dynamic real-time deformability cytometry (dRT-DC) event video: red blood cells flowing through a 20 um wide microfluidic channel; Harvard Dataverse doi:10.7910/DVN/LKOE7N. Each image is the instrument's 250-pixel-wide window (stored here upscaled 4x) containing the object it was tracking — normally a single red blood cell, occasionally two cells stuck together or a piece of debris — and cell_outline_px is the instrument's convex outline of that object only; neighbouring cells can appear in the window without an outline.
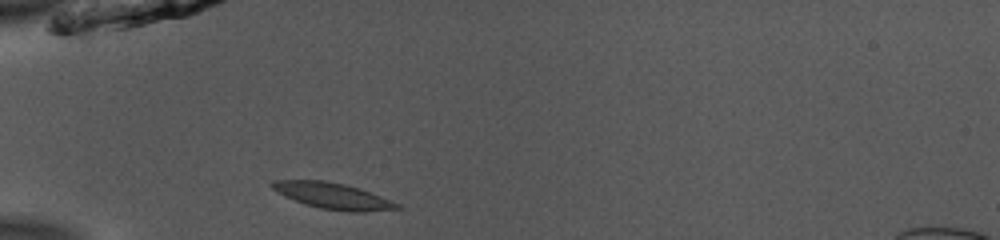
{"species": "common noctule bat (a hibernating species)", "species_latin": "Nyctalus noctula", "temperature_condition": "room temperature", "stored_images_in_passage": 36, "camera_frame_rate_fps": 3000, "um_per_image_px": 0.085, "animal": {"sex": "male", "body_mass_g": 13.0, "forearm_length_mm": 53.1}, "frame": {"image": 1, "passage_image": 1, "time_ms": 0.0, "image_size_px": [1000, 240], "cell_outline_px": [[404, 208], [364, 212], [348, 212], [320, 208], [296, 200], [272, 188], [268, 184], [272, 180], [324, 180], [344, 184], [360, 188], [400, 204]], "centroid_in_image_um": [28.34, 16.64], "position_along_channel_um": 56.7, "area_um2": 18.79}}
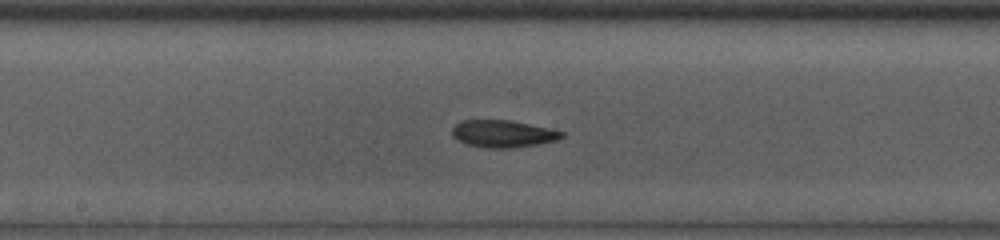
{"frame": {"image": 2, "passage_image": 13, "time_ms": 4.0, "image_size_px": [1000, 240], "cell_outline_px": [[564, 136], [556, 140], [540, 144], [508, 148], [488, 148], [468, 144], [456, 140], [452, 136], [452, 128], [460, 120], [512, 120], [548, 128], [564, 132]], "centroid_in_image_um": [42.73, 11.36], "position_along_channel_um": 205.5, "area_um2": 17.4}}
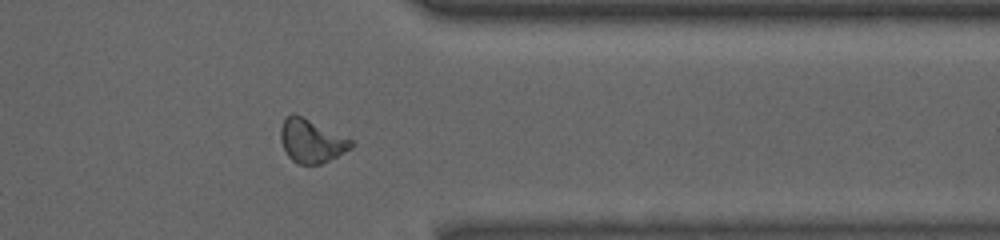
{"frame": {"image": 3, "passage_image": 27, "time_ms": 8.667, "image_size_px": [1000, 240], "cell_outline_px": [[356, 144], [352, 148], [320, 164], [296, 164], [288, 156], [280, 140], [280, 128], [284, 116], [292, 112], [352, 140]], "centroid_in_image_um": [26.43, 11.97], "position_along_channel_um": 385.0, "area_um2": 17.69}, "authors_computed_cell_mechanics": {"area_um2": 17.7735, "velocity_mm_per_s": 3.9248, "shape_relaxation_time_tau1_ms": 7.6768, "shape_relaxation_time_tau2_ms": null, "deformation_change_tau1": 0.2006, "deformation_change_tau2": null}}